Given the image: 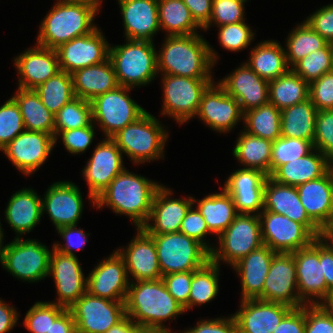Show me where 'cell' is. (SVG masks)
Returning a JSON list of instances; mask_svg holds the SVG:
<instances>
[{"label":"cell","mask_w":333,"mask_h":333,"mask_svg":"<svg viewBox=\"0 0 333 333\" xmlns=\"http://www.w3.org/2000/svg\"><path fill=\"white\" fill-rule=\"evenodd\" d=\"M61 1H75V2H87V3H102L103 0H61Z\"/></svg>","instance_id":"cell-73"},{"label":"cell","mask_w":333,"mask_h":333,"mask_svg":"<svg viewBox=\"0 0 333 333\" xmlns=\"http://www.w3.org/2000/svg\"><path fill=\"white\" fill-rule=\"evenodd\" d=\"M173 193L163 184L156 191L150 216L142 226L148 234L179 232L186 212L193 205V196L172 198Z\"/></svg>","instance_id":"cell-25"},{"label":"cell","mask_w":333,"mask_h":333,"mask_svg":"<svg viewBox=\"0 0 333 333\" xmlns=\"http://www.w3.org/2000/svg\"><path fill=\"white\" fill-rule=\"evenodd\" d=\"M243 122L250 135L271 141L281 136V110L270 102L244 112Z\"/></svg>","instance_id":"cell-43"},{"label":"cell","mask_w":333,"mask_h":333,"mask_svg":"<svg viewBox=\"0 0 333 333\" xmlns=\"http://www.w3.org/2000/svg\"><path fill=\"white\" fill-rule=\"evenodd\" d=\"M333 164L316 148L309 154L280 166L270 177L284 185L297 187L325 175Z\"/></svg>","instance_id":"cell-35"},{"label":"cell","mask_w":333,"mask_h":333,"mask_svg":"<svg viewBox=\"0 0 333 333\" xmlns=\"http://www.w3.org/2000/svg\"><path fill=\"white\" fill-rule=\"evenodd\" d=\"M174 299L189 311V294L192 282V271L171 273L161 278Z\"/></svg>","instance_id":"cell-58"},{"label":"cell","mask_w":333,"mask_h":333,"mask_svg":"<svg viewBox=\"0 0 333 333\" xmlns=\"http://www.w3.org/2000/svg\"><path fill=\"white\" fill-rule=\"evenodd\" d=\"M127 246L116 249L123 257L130 282L158 280L162 278L157 249L153 238L142 227L136 228ZM131 275V276H129Z\"/></svg>","instance_id":"cell-23"},{"label":"cell","mask_w":333,"mask_h":333,"mask_svg":"<svg viewBox=\"0 0 333 333\" xmlns=\"http://www.w3.org/2000/svg\"><path fill=\"white\" fill-rule=\"evenodd\" d=\"M181 333H238V329L233 315H230L227 318L222 316L216 319L198 320L196 326L187 328Z\"/></svg>","instance_id":"cell-62"},{"label":"cell","mask_w":333,"mask_h":333,"mask_svg":"<svg viewBox=\"0 0 333 333\" xmlns=\"http://www.w3.org/2000/svg\"><path fill=\"white\" fill-rule=\"evenodd\" d=\"M276 253L268 246L262 245L232 266L241 279V300H263L264 281Z\"/></svg>","instance_id":"cell-32"},{"label":"cell","mask_w":333,"mask_h":333,"mask_svg":"<svg viewBox=\"0 0 333 333\" xmlns=\"http://www.w3.org/2000/svg\"><path fill=\"white\" fill-rule=\"evenodd\" d=\"M154 240L162 276L195 271L211 259L199 242L181 232L149 234Z\"/></svg>","instance_id":"cell-7"},{"label":"cell","mask_w":333,"mask_h":333,"mask_svg":"<svg viewBox=\"0 0 333 333\" xmlns=\"http://www.w3.org/2000/svg\"><path fill=\"white\" fill-rule=\"evenodd\" d=\"M109 46L99 27L87 35L63 43L56 49L60 70L72 74L78 69L103 63L109 58Z\"/></svg>","instance_id":"cell-18"},{"label":"cell","mask_w":333,"mask_h":333,"mask_svg":"<svg viewBox=\"0 0 333 333\" xmlns=\"http://www.w3.org/2000/svg\"><path fill=\"white\" fill-rule=\"evenodd\" d=\"M220 265L211 259L202 267L192 271L189 294V310L214 300L219 293Z\"/></svg>","instance_id":"cell-45"},{"label":"cell","mask_w":333,"mask_h":333,"mask_svg":"<svg viewBox=\"0 0 333 333\" xmlns=\"http://www.w3.org/2000/svg\"><path fill=\"white\" fill-rule=\"evenodd\" d=\"M160 75L163 85V106L160 114L173 118L180 125L188 123L195 117L202 95L214 79Z\"/></svg>","instance_id":"cell-10"},{"label":"cell","mask_w":333,"mask_h":333,"mask_svg":"<svg viewBox=\"0 0 333 333\" xmlns=\"http://www.w3.org/2000/svg\"><path fill=\"white\" fill-rule=\"evenodd\" d=\"M219 28L218 39L223 49L231 52H239L247 49L254 41L255 34L245 21L223 25Z\"/></svg>","instance_id":"cell-53"},{"label":"cell","mask_w":333,"mask_h":333,"mask_svg":"<svg viewBox=\"0 0 333 333\" xmlns=\"http://www.w3.org/2000/svg\"><path fill=\"white\" fill-rule=\"evenodd\" d=\"M305 21L327 42H333V3L317 9L306 17Z\"/></svg>","instance_id":"cell-61"},{"label":"cell","mask_w":333,"mask_h":333,"mask_svg":"<svg viewBox=\"0 0 333 333\" xmlns=\"http://www.w3.org/2000/svg\"><path fill=\"white\" fill-rule=\"evenodd\" d=\"M123 162V153L111 138H103L96 145L93 154L81 171L88 185V199L94 207L95 199L126 168Z\"/></svg>","instance_id":"cell-14"},{"label":"cell","mask_w":333,"mask_h":333,"mask_svg":"<svg viewBox=\"0 0 333 333\" xmlns=\"http://www.w3.org/2000/svg\"><path fill=\"white\" fill-rule=\"evenodd\" d=\"M183 2L189 8L195 22L203 29L209 23L213 0H183Z\"/></svg>","instance_id":"cell-64"},{"label":"cell","mask_w":333,"mask_h":333,"mask_svg":"<svg viewBox=\"0 0 333 333\" xmlns=\"http://www.w3.org/2000/svg\"><path fill=\"white\" fill-rule=\"evenodd\" d=\"M267 175L257 169L238 168L222 187L232 196L238 213L259 215L264 208Z\"/></svg>","instance_id":"cell-24"},{"label":"cell","mask_w":333,"mask_h":333,"mask_svg":"<svg viewBox=\"0 0 333 333\" xmlns=\"http://www.w3.org/2000/svg\"><path fill=\"white\" fill-rule=\"evenodd\" d=\"M288 34L285 39V54L290 68L311 52L323 48L328 43L305 20L297 24Z\"/></svg>","instance_id":"cell-44"},{"label":"cell","mask_w":333,"mask_h":333,"mask_svg":"<svg viewBox=\"0 0 333 333\" xmlns=\"http://www.w3.org/2000/svg\"><path fill=\"white\" fill-rule=\"evenodd\" d=\"M68 309L77 333H105L126 316L125 301H113L88 292Z\"/></svg>","instance_id":"cell-12"},{"label":"cell","mask_w":333,"mask_h":333,"mask_svg":"<svg viewBox=\"0 0 333 333\" xmlns=\"http://www.w3.org/2000/svg\"><path fill=\"white\" fill-rule=\"evenodd\" d=\"M211 260L232 267L241 258L263 245L259 215L238 213L227 229L217 237ZM221 261V262H220Z\"/></svg>","instance_id":"cell-8"},{"label":"cell","mask_w":333,"mask_h":333,"mask_svg":"<svg viewBox=\"0 0 333 333\" xmlns=\"http://www.w3.org/2000/svg\"><path fill=\"white\" fill-rule=\"evenodd\" d=\"M34 90L43 105L54 115L75 98L72 75L65 71L58 72Z\"/></svg>","instance_id":"cell-46"},{"label":"cell","mask_w":333,"mask_h":333,"mask_svg":"<svg viewBox=\"0 0 333 333\" xmlns=\"http://www.w3.org/2000/svg\"><path fill=\"white\" fill-rule=\"evenodd\" d=\"M25 131L20 108L11 97L0 106V151Z\"/></svg>","instance_id":"cell-51"},{"label":"cell","mask_w":333,"mask_h":333,"mask_svg":"<svg viewBox=\"0 0 333 333\" xmlns=\"http://www.w3.org/2000/svg\"><path fill=\"white\" fill-rule=\"evenodd\" d=\"M241 131L235 141L233 156L244 166L243 168L257 169L270 176L273 141Z\"/></svg>","instance_id":"cell-39"},{"label":"cell","mask_w":333,"mask_h":333,"mask_svg":"<svg viewBox=\"0 0 333 333\" xmlns=\"http://www.w3.org/2000/svg\"><path fill=\"white\" fill-rule=\"evenodd\" d=\"M290 306L261 299L240 301L239 310L232 314L238 333H273Z\"/></svg>","instance_id":"cell-28"},{"label":"cell","mask_w":333,"mask_h":333,"mask_svg":"<svg viewBox=\"0 0 333 333\" xmlns=\"http://www.w3.org/2000/svg\"><path fill=\"white\" fill-rule=\"evenodd\" d=\"M51 252L39 240L18 237L6 244L0 263L15 279L35 283L49 277Z\"/></svg>","instance_id":"cell-9"},{"label":"cell","mask_w":333,"mask_h":333,"mask_svg":"<svg viewBox=\"0 0 333 333\" xmlns=\"http://www.w3.org/2000/svg\"><path fill=\"white\" fill-rule=\"evenodd\" d=\"M273 333H305V305L292 308Z\"/></svg>","instance_id":"cell-63"},{"label":"cell","mask_w":333,"mask_h":333,"mask_svg":"<svg viewBox=\"0 0 333 333\" xmlns=\"http://www.w3.org/2000/svg\"><path fill=\"white\" fill-rule=\"evenodd\" d=\"M1 220V219H0ZM3 228H2V224L0 221V262L2 260V256H3V252H4V248L6 246V244L4 245V233H3Z\"/></svg>","instance_id":"cell-72"},{"label":"cell","mask_w":333,"mask_h":333,"mask_svg":"<svg viewBox=\"0 0 333 333\" xmlns=\"http://www.w3.org/2000/svg\"><path fill=\"white\" fill-rule=\"evenodd\" d=\"M333 249V243H327Z\"/></svg>","instance_id":"cell-74"},{"label":"cell","mask_w":333,"mask_h":333,"mask_svg":"<svg viewBox=\"0 0 333 333\" xmlns=\"http://www.w3.org/2000/svg\"><path fill=\"white\" fill-rule=\"evenodd\" d=\"M92 122L91 102L75 97L55 114L54 137L61 131L86 127Z\"/></svg>","instance_id":"cell-47"},{"label":"cell","mask_w":333,"mask_h":333,"mask_svg":"<svg viewBox=\"0 0 333 333\" xmlns=\"http://www.w3.org/2000/svg\"><path fill=\"white\" fill-rule=\"evenodd\" d=\"M317 109L310 98L281 110V136L314 141Z\"/></svg>","instance_id":"cell-40"},{"label":"cell","mask_w":333,"mask_h":333,"mask_svg":"<svg viewBox=\"0 0 333 333\" xmlns=\"http://www.w3.org/2000/svg\"><path fill=\"white\" fill-rule=\"evenodd\" d=\"M321 305L333 317V291L329 293Z\"/></svg>","instance_id":"cell-71"},{"label":"cell","mask_w":333,"mask_h":333,"mask_svg":"<svg viewBox=\"0 0 333 333\" xmlns=\"http://www.w3.org/2000/svg\"><path fill=\"white\" fill-rule=\"evenodd\" d=\"M160 31L165 36L193 35L202 29L193 19L183 0H158Z\"/></svg>","instance_id":"cell-41"},{"label":"cell","mask_w":333,"mask_h":333,"mask_svg":"<svg viewBox=\"0 0 333 333\" xmlns=\"http://www.w3.org/2000/svg\"><path fill=\"white\" fill-rule=\"evenodd\" d=\"M314 149L311 141L278 137L272 143L270 176L282 165L309 154Z\"/></svg>","instance_id":"cell-49"},{"label":"cell","mask_w":333,"mask_h":333,"mask_svg":"<svg viewBox=\"0 0 333 333\" xmlns=\"http://www.w3.org/2000/svg\"><path fill=\"white\" fill-rule=\"evenodd\" d=\"M195 116L216 133L227 134L243 122L244 113L239 102L213 81L204 91Z\"/></svg>","instance_id":"cell-15"},{"label":"cell","mask_w":333,"mask_h":333,"mask_svg":"<svg viewBox=\"0 0 333 333\" xmlns=\"http://www.w3.org/2000/svg\"><path fill=\"white\" fill-rule=\"evenodd\" d=\"M125 39L153 42L160 31L158 0H117Z\"/></svg>","instance_id":"cell-29"},{"label":"cell","mask_w":333,"mask_h":333,"mask_svg":"<svg viewBox=\"0 0 333 333\" xmlns=\"http://www.w3.org/2000/svg\"><path fill=\"white\" fill-rule=\"evenodd\" d=\"M296 188L307 215L323 230L333 216V167L322 177Z\"/></svg>","instance_id":"cell-31"},{"label":"cell","mask_w":333,"mask_h":333,"mask_svg":"<svg viewBox=\"0 0 333 333\" xmlns=\"http://www.w3.org/2000/svg\"><path fill=\"white\" fill-rule=\"evenodd\" d=\"M109 46V59L120 86L134 89L150 84L158 75L157 50L153 42L125 39Z\"/></svg>","instance_id":"cell-6"},{"label":"cell","mask_w":333,"mask_h":333,"mask_svg":"<svg viewBox=\"0 0 333 333\" xmlns=\"http://www.w3.org/2000/svg\"><path fill=\"white\" fill-rule=\"evenodd\" d=\"M165 128V129H164ZM169 134L166 126L150 112H145L136 121L119 130L111 139L123 155L135 165L164 159L165 145Z\"/></svg>","instance_id":"cell-5"},{"label":"cell","mask_w":333,"mask_h":333,"mask_svg":"<svg viewBox=\"0 0 333 333\" xmlns=\"http://www.w3.org/2000/svg\"><path fill=\"white\" fill-rule=\"evenodd\" d=\"M54 147V136L25 130L2 151L17 170L29 176L45 164Z\"/></svg>","instance_id":"cell-19"},{"label":"cell","mask_w":333,"mask_h":333,"mask_svg":"<svg viewBox=\"0 0 333 333\" xmlns=\"http://www.w3.org/2000/svg\"><path fill=\"white\" fill-rule=\"evenodd\" d=\"M305 333H333V317L321 304L305 305Z\"/></svg>","instance_id":"cell-60"},{"label":"cell","mask_w":333,"mask_h":333,"mask_svg":"<svg viewBox=\"0 0 333 333\" xmlns=\"http://www.w3.org/2000/svg\"><path fill=\"white\" fill-rule=\"evenodd\" d=\"M179 232L201 243L210 253L214 249V245L212 246L206 240L207 234H211V232L203 216L195 209V205H192L186 212Z\"/></svg>","instance_id":"cell-56"},{"label":"cell","mask_w":333,"mask_h":333,"mask_svg":"<svg viewBox=\"0 0 333 333\" xmlns=\"http://www.w3.org/2000/svg\"><path fill=\"white\" fill-rule=\"evenodd\" d=\"M129 277L123 257L117 250L104 258L87 276V292L113 301H125Z\"/></svg>","instance_id":"cell-20"},{"label":"cell","mask_w":333,"mask_h":333,"mask_svg":"<svg viewBox=\"0 0 333 333\" xmlns=\"http://www.w3.org/2000/svg\"><path fill=\"white\" fill-rule=\"evenodd\" d=\"M218 83L239 102L243 113L269 103V81L258 76L245 62Z\"/></svg>","instance_id":"cell-26"},{"label":"cell","mask_w":333,"mask_h":333,"mask_svg":"<svg viewBox=\"0 0 333 333\" xmlns=\"http://www.w3.org/2000/svg\"><path fill=\"white\" fill-rule=\"evenodd\" d=\"M194 204L205 219L209 231L217 237L227 229L238 214L232 196L222 186L221 192L209 194L201 200L193 197Z\"/></svg>","instance_id":"cell-37"},{"label":"cell","mask_w":333,"mask_h":333,"mask_svg":"<svg viewBox=\"0 0 333 333\" xmlns=\"http://www.w3.org/2000/svg\"><path fill=\"white\" fill-rule=\"evenodd\" d=\"M102 3L56 0L41 20L36 44L57 49L76 37L87 35L98 28L94 25ZM94 22V23H93Z\"/></svg>","instance_id":"cell-3"},{"label":"cell","mask_w":333,"mask_h":333,"mask_svg":"<svg viewBox=\"0 0 333 333\" xmlns=\"http://www.w3.org/2000/svg\"><path fill=\"white\" fill-rule=\"evenodd\" d=\"M263 210L282 214L303 224L316 238L322 236V230L307 215L295 186L280 184L267 176Z\"/></svg>","instance_id":"cell-30"},{"label":"cell","mask_w":333,"mask_h":333,"mask_svg":"<svg viewBox=\"0 0 333 333\" xmlns=\"http://www.w3.org/2000/svg\"><path fill=\"white\" fill-rule=\"evenodd\" d=\"M132 90L119 85L90 101L92 121L95 125H99L105 138H111L146 112L129 96Z\"/></svg>","instance_id":"cell-11"},{"label":"cell","mask_w":333,"mask_h":333,"mask_svg":"<svg viewBox=\"0 0 333 333\" xmlns=\"http://www.w3.org/2000/svg\"><path fill=\"white\" fill-rule=\"evenodd\" d=\"M4 213L15 238L29 234L43 217L42 198L31 187L20 189L11 195Z\"/></svg>","instance_id":"cell-33"},{"label":"cell","mask_w":333,"mask_h":333,"mask_svg":"<svg viewBox=\"0 0 333 333\" xmlns=\"http://www.w3.org/2000/svg\"><path fill=\"white\" fill-rule=\"evenodd\" d=\"M71 75L75 97L89 102L119 86L114 67L109 58L103 63L78 69Z\"/></svg>","instance_id":"cell-34"},{"label":"cell","mask_w":333,"mask_h":333,"mask_svg":"<svg viewBox=\"0 0 333 333\" xmlns=\"http://www.w3.org/2000/svg\"><path fill=\"white\" fill-rule=\"evenodd\" d=\"M58 234L61 238L66 242L65 244H61L60 242H54L53 248L56 251H59L64 254H68L71 256H76L74 254V250H83L84 246L88 242V236L90 233H86L81 228H78L77 225H70V226H64L61 228L56 229Z\"/></svg>","instance_id":"cell-59"},{"label":"cell","mask_w":333,"mask_h":333,"mask_svg":"<svg viewBox=\"0 0 333 333\" xmlns=\"http://www.w3.org/2000/svg\"><path fill=\"white\" fill-rule=\"evenodd\" d=\"M19 312L13 305L6 304L0 298V333H9L16 327L19 320Z\"/></svg>","instance_id":"cell-66"},{"label":"cell","mask_w":333,"mask_h":333,"mask_svg":"<svg viewBox=\"0 0 333 333\" xmlns=\"http://www.w3.org/2000/svg\"><path fill=\"white\" fill-rule=\"evenodd\" d=\"M125 310L139 327L169 329L164 323L185 313L162 279L130 282Z\"/></svg>","instance_id":"cell-4"},{"label":"cell","mask_w":333,"mask_h":333,"mask_svg":"<svg viewBox=\"0 0 333 333\" xmlns=\"http://www.w3.org/2000/svg\"><path fill=\"white\" fill-rule=\"evenodd\" d=\"M96 125L92 122L90 125L78 129L59 132L55 138V145L61 138L67 152L72 155L83 154L91 146L95 135ZM61 136V137H60ZM59 138V139H58Z\"/></svg>","instance_id":"cell-55"},{"label":"cell","mask_w":333,"mask_h":333,"mask_svg":"<svg viewBox=\"0 0 333 333\" xmlns=\"http://www.w3.org/2000/svg\"><path fill=\"white\" fill-rule=\"evenodd\" d=\"M313 145L333 164V109L317 110Z\"/></svg>","instance_id":"cell-54"},{"label":"cell","mask_w":333,"mask_h":333,"mask_svg":"<svg viewBox=\"0 0 333 333\" xmlns=\"http://www.w3.org/2000/svg\"><path fill=\"white\" fill-rule=\"evenodd\" d=\"M245 63L261 78L271 81L287 73L285 48L277 40H264L251 49Z\"/></svg>","instance_id":"cell-36"},{"label":"cell","mask_w":333,"mask_h":333,"mask_svg":"<svg viewBox=\"0 0 333 333\" xmlns=\"http://www.w3.org/2000/svg\"><path fill=\"white\" fill-rule=\"evenodd\" d=\"M12 98L18 104L25 130L54 136V117L34 89L17 88Z\"/></svg>","instance_id":"cell-38"},{"label":"cell","mask_w":333,"mask_h":333,"mask_svg":"<svg viewBox=\"0 0 333 333\" xmlns=\"http://www.w3.org/2000/svg\"><path fill=\"white\" fill-rule=\"evenodd\" d=\"M135 333H173L170 329H160V328H151V327H139L136 329Z\"/></svg>","instance_id":"cell-70"},{"label":"cell","mask_w":333,"mask_h":333,"mask_svg":"<svg viewBox=\"0 0 333 333\" xmlns=\"http://www.w3.org/2000/svg\"><path fill=\"white\" fill-rule=\"evenodd\" d=\"M35 45L14 57L18 88L35 89L61 71L56 49Z\"/></svg>","instance_id":"cell-27"},{"label":"cell","mask_w":333,"mask_h":333,"mask_svg":"<svg viewBox=\"0 0 333 333\" xmlns=\"http://www.w3.org/2000/svg\"><path fill=\"white\" fill-rule=\"evenodd\" d=\"M161 185L125 168L95 199V207L98 210L109 207L116 215L129 217L136 228L142 227L150 216L155 193Z\"/></svg>","instance_id":"cell-2"},{"label":"cell","mask_w":333,"mask_h":333,"mask_svg":"<svg viewBox=\"0 0 333 333\" xmlns=\"http://www.w3.org/2000/svg\"><path fill=\"white\" fill-rule=\"evenodd\" d=\"M49 333H77L76 324L72 313L66 309L55 321L51 324Z\"/></svg>","instance_id":"cell-67"},{"label":"cell","mask_w":333,"mask_h":333,"mask_svg":"<svg viewBox=\"0 0 333 333\" xmlns=\"http://www.w3.org/2000/svg\"><path fill=\"white\" fill-rule=\"evenodd\" d=\"M157 51L158 73L190 78H213L219 56L202 35L165 36Z\"/></svg>","instance_id":"cell-1"},{"label":"cell","mask_w":333,"mask_h":333,"mask_svg":"<svg viewBox=\"0 0 333 333\" xmlns=\"http://www.w3.org/2000/svg\"><path fill=\"white\" fill-rule=\"evenodd\" d=\"M263 245L277 253H292L317 239L303 224L282 214L262 210L259 214Z\"/></svg>","instance_id":"cell-13"},{"label":"cell","mask_w":333,"mask_h":333,"mask_svg":"<svg viewBox=\"0 0 333 333\" xmlns=\"http://www.w3.org/2000/svg\"><path fill=\"white\" fill-rule=\"evenodd\" d=\"M48 276L54 279L57 294V299L50 303L68 309L87 292V277L78 257L56 251L53 245Z\"/></svg>","instance_id":"cell-17"},{"label":"cell","mask_w":333,"mask_h":333,"mask_svg":"<svg viewBox=\"0 0 333 333\" xmlns=\"http://www.w3.org/2000/svg\"><path fill=\"white\" fill-rule=\"evenodd\" d=\"M263 300L285 304L291 308L303 306L297 289L296 264L293 253H276L264 281Z\"/></svg>","instance_id":"cell-22"},{"label":"cell","mask_w":333,"mask_h":333,"mask_svg":"<svg viewBox=\"0 0 333 333\" xmlns=\"http://www.w3.org/2000/svg\"><path fill=\"white\" fill-rule=\"evenodd\" d=\"M291 69L309 84L323 74L333 71L331 43L328 42L323 48L311 52Z\"/></svg>","instance_id":"cell-48"},{"label":"cell","mask_w":333,"mask_h":333,"mask_svg":"<svg viewBox=\"0 0 333 333\" xmlns=\"http://www.w3.org/2000/svg\"><path fill=\"white\" fill-rule=\"evenodd\" d=\"M137 328L136 323L126 315L120 322L113 325L105 333H135Z\"/></svg>","instance_id":"cell-68"},{"label":"cell","mask_w":333,"mask_h":333,"mask_svg":"<svg viewBox=\"0 0 333 333\" xmlns=\"http://www.w3.org/2000/svg\"><path fill=\"white\" fill-rule=\"evenodd\" d=\"M309 99V83L290 69L269 81V102L282 110Z\"/></svg>","instance_id":"cell-42"},{"label":"cell","mask_w":333,"mask_h":333,"mask_svg":"<svg viewBox=\"0 0 333 333\" xmlns=\"http://www.w3.org/2000/svg\"><path fill=\"white\" fill-rule=\"evenodd\" d=\"M332 54H333V42H331Z\"/></svg>","instance_id":"cell-75"},{"label":"cell","mask_w":333,"mask_h":333,"mask_svg":"<svg viewBox=\"0 0 333 333\" xmlns=\"http://www.w3.org/2000/svg\"><path fill=\"white\" fill-rule=\"evenodd\" d=\"M248 1L249 0H213L209 23L202 30L207 31L212 25L220 27L245 21L244 13L246 12L244 6Z\"/></svg>","instance_id":"cell-52"},{"label":"cell","mask_w":333,"mask_h":333,"mask_svg":"<svg viewBox=\"0 0 333 333\" xmlns=\"http://www.w3.org/2000/svg\"><path fill=\"white\" fill-rule=\"evenodd\" d=\"M320 263L326 281V297L333 291V249L320 237Z\"/></svg>","instance_id":"cell-65"},{"label":"cell","mask_w":333,"mask_h":333,"mask_svg":"<svg viewBox=\"0 0 333 333\" xmlns=\"http://www.w3.org/2000/svg\"><path fill=\"white\" fill-rule=\"evenodd\" d=\"M292 253L296 264L300 303L302 305L321 304L326 299V281L322 263H320V238Z\"/></svg>","instance_id":"cell-16"},{"label":"cell","mask_w":333,"mask_h":333,"mask_svg":"<svg viewBox=\"0 0 333 333\" xmlns=\"http://www.w3.org/2000/svg\"><path fill=\"white\" fill-rule=\"evenodd\" d=\"M81 189L71 181H56L42 198V214H48L56 229L77 225L83 214Z\"/></svg>","instance_id":"cell-21"},{"label":"cell","mask_w":333,"mask_h":333,"mask_svg":"<svg viewBox=\"0 0 333 333\" xmlns=\"http://www.w3.org/2000/svg\"><path fill=\"white\" fill-rule=\"evenodd\" d=\"M321 238L326 243H333V216L329 224L322 230Z\"/></svg>","instance_id":"cell-69"},{"label":"cell","mask_w":333,"mask_h":333,"mask_svg":"<svg viewBox=\"0 0 333 333\" xmlns=\"http://www.w3.org/2000/svg\"><path fill=\"white\" fill-rule=\"evenodd\" d=\"M67 308L50 303L49 301H37L31 306L24 317V325L30 333H49L51 324Z\"/></svg>","instance_id":"cell-50"},{"label":"cell","mask_w":333,"mask_h":333,"mask_svg":"<svg viewBox=\"0 0 333 333\" xmlns=\"http://www.w3.org/2000/svg\"><path fill=\"white\" fill-rule=\"evenodd\" d=\"M309 98L317 110L333 109V71L309 84Z\"/></svg>","instance_id":"cell-57"}]
</instances>
